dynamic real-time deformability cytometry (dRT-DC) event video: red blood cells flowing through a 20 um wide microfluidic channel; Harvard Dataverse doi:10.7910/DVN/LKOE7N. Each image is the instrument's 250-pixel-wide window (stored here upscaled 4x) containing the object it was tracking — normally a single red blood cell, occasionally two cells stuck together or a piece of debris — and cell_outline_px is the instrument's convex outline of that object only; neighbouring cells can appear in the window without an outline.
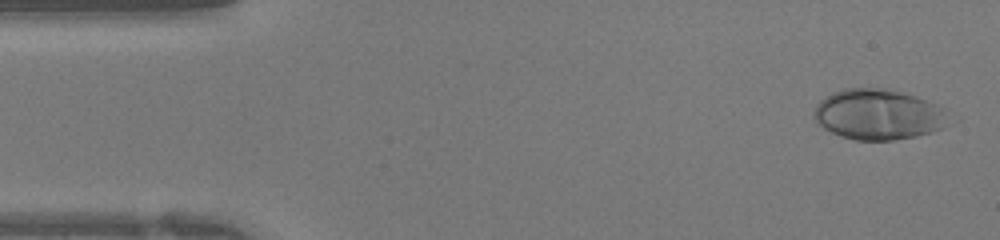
{"species": "human", "species_latin": "Homo sapiens", "temperature_condition": "warm", "stored_images_in_passage": 40, "camera_frame_rate_fps": 3000, "um_per_image_px": 0.085, "donor": {"sex": "female"}, "frame": {"image": 1, "passage_image": 1, "time_ms": 0.0, "image_size_px": [1000, 240], "cell_outline_px": [[944, 112], [940, 128], [932, 132], [916, 136], [892, 140], [856, 140], [840, 136], [824, 128], [812, 116], [812, 112], [816, 104], [820, 100], [832, 92], [844, 88], [888, 88], [916, 96], [936, 104], [944, 108]], "centroid_in_image_um": [74.55, 9.71], "position_along_channel_um": 10.4, "area_um2": 39.25}}
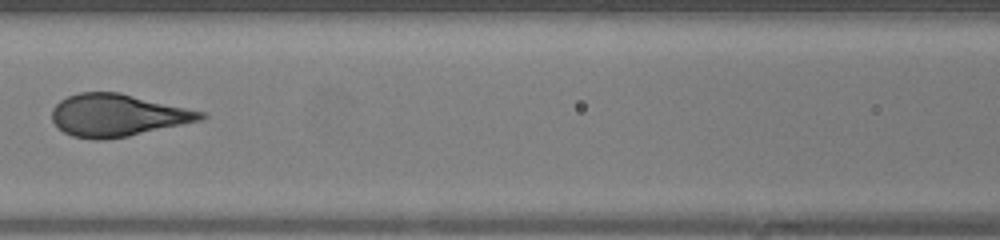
{"frame": {"image": 2, "passage_image": 17, "time_ms": 5.333, "image_size_px": [1000, 240], "cell_outline_px": [[208, 116], [200, 120], [128, 136], [104, 140], [96, 140], [72, 136], [64, 132], [52, 120], [52, 108], [60, 100], [68, 96], [80, 92], [120, 92], [204, 112]], "centroid_in_image_um": [9.96, 9.79], "position_along_channel_um": 156.6, "area_um2": 36.41}}
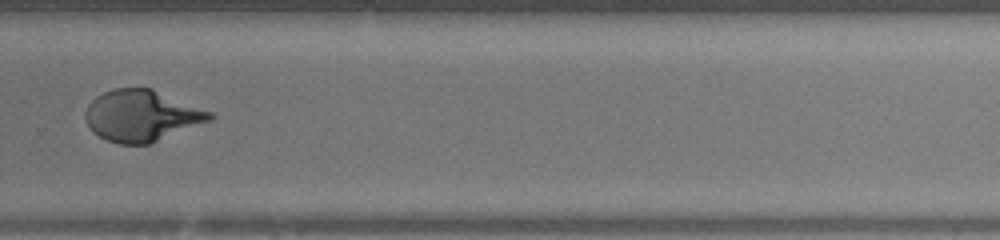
{"frame": {"image": 3, "passage_image": 27, "time_ms": 8.667, "image_size_px": [1000, 240], "cell_outline_px": [[216, 116], [212, 120], [152, 144], [120, 144], [108, 140], [92, 132], [84, 116], [84, 112], [88, 104], [96, 96], [104, 92], [116, 88], [152, 88], [212, 112]], "centroid_in_image_um": [12.06, 9.84], "position_along_channel_um": 317.7, "area_um2": 37.45}}